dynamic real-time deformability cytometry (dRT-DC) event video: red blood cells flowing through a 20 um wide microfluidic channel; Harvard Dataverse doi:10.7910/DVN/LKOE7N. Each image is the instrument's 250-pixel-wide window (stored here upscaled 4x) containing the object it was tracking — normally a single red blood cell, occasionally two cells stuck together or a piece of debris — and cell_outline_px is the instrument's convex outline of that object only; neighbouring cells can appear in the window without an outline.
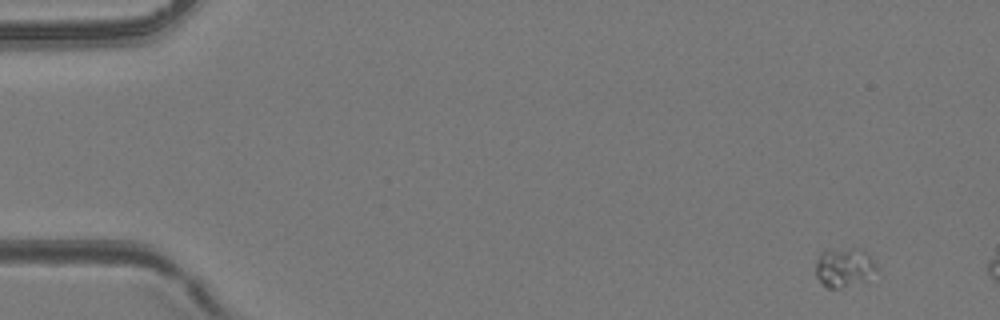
{"species": "common noctule bat (a hibernating species)", "species_latin": "Nyctalus noctula", "temperature_condition": "room temperature", "stored_images_in_passage": 3, "camera_frame_rate_fps": 3000, "um_per_image_px": 0.085, "animal": {"sex": "female", "body_mass_g": 24.6, "forearm_length_mm": 56.2}, "frame": {"image": 1, "passage_image": 1, "time_ms": 0.0, "image_size_px": [1000, 320], "cell_outline_px": [[880, 272], [840, 288], [828, 288], [816, 276], [816, 260], [820, 252], [852, 248], [860, 248], [872, 256], [880, 268]], "centroid_in_image_um": [71.81, 22.7], "position_along_channel_um": 13.2, "area_um2": 13.81}}